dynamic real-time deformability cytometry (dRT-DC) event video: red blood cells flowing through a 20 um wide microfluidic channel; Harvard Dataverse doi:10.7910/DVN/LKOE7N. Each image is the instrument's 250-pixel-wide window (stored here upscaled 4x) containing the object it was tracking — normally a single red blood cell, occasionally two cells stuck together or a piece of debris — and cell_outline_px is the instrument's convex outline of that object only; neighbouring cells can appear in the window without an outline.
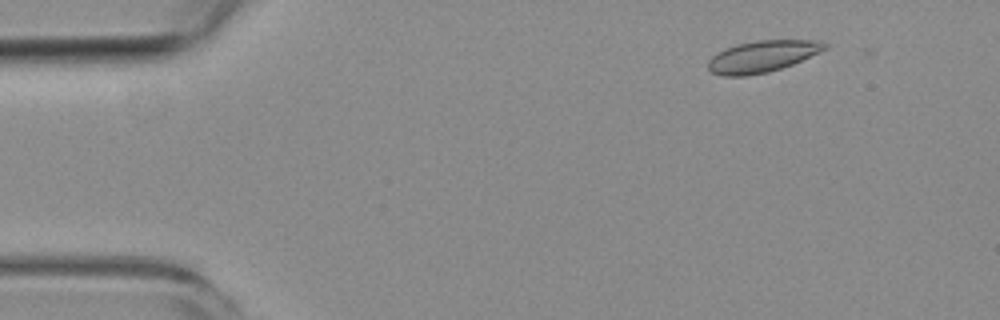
{"species": "common noctule bat (a hibernating species)", "species_latin": "Nyctalus noctula", "temperature_condition": "room temperature", "stored_images_in_passage": 5, "camera_frame_rate_fps": 3000, "um_per_image_px": 0.085, "animal": {"sex": "female", "body_mass_g": 19.3, "forearm_length_mm": 54.1}, "frame": {"image": 1, "passage_image": 2, "time_ms": 1.333, "image_size_px": [1000, 320], "cell_outline_px": [[828, 48], [820, 52], [792, 64], [768, 72], [744, 76], [724, 76], [712, 72], [708, 68], [708, 60], [716, 52], [724, 48], [736, 44], [756, 40], [816, 40], [828, 44]], "centroid_in_image_um": [64.77, 4.78], "position_along_channel_um": 20.2, "area_um2": 21.5}}
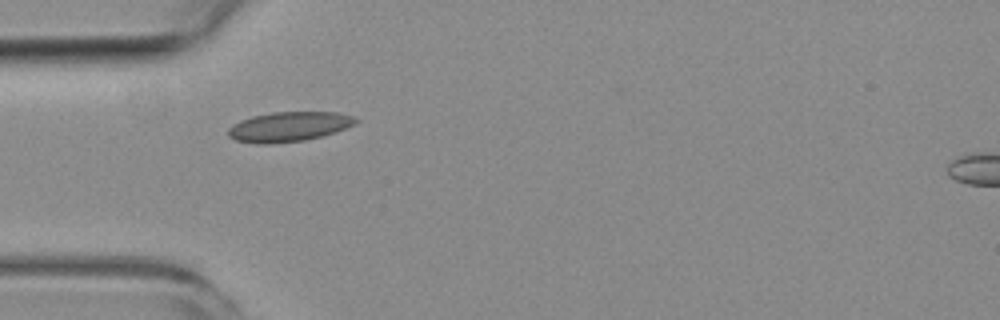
{"frame": {"image": 2, "passage_image": 5, "time_ms": 4.667, "image_size_px": [1000, 320], "cell_outline_px": [[360, 120], [356, 124], [320, 136], [304, 140], [268, 144], [256, 144], [236, 140], [228, 136], [228, 128], [232, 124], [240, 120], [252, 116], [272, 112], [340, 112], [352, 116]], "centroid_in_image_um": [24.52, 10.76], "position_along_channel_um": 60.5, "area_um2": 22.08}}